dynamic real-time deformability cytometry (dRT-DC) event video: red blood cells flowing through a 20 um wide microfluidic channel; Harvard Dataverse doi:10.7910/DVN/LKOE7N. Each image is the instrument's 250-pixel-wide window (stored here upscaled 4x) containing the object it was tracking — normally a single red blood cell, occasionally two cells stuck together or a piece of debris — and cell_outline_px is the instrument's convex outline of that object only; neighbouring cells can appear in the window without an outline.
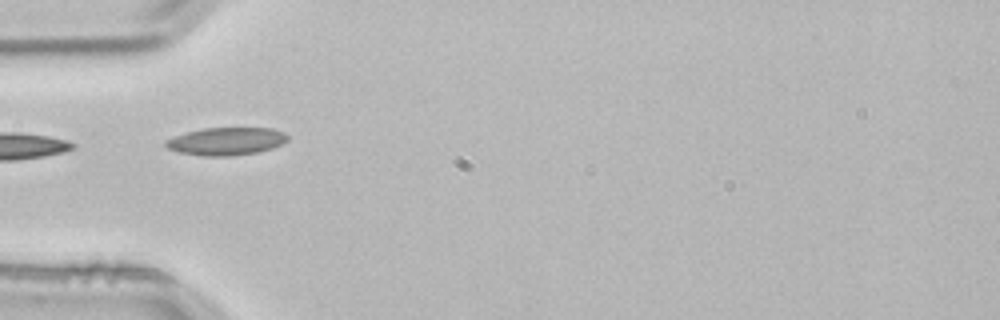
{"species": "common noctule bat (a hibernating species)", "species_latin": "Nyctalus noctula", "temperature_condition": "room temperature", "stored_images_in_passage": 2, "camera_frame_rate_fps": 3000, "um_per_image_px": 0.085, "animal": {"sex": "male", "body_mass_g": 21.5, "forearm_length_mm": 52.0}, "frame": {"image": 1, "passage_image": 2, "time_ms": 0.333, "image_size_px": [1000, 320], "cell_outline_px": [[288, 140], [272, 148], [256, 152], [228, 156], [204, 156], [180, 152], [168, 148], [164, 144], [164, 140], [188, 132], [204, 128], [272, 128], [284, 132], [288, 136]], "centroid_in_image_um": [19.24, 12.0], "position_along_channel_um": 65.8, "area_um2": 19.48}}